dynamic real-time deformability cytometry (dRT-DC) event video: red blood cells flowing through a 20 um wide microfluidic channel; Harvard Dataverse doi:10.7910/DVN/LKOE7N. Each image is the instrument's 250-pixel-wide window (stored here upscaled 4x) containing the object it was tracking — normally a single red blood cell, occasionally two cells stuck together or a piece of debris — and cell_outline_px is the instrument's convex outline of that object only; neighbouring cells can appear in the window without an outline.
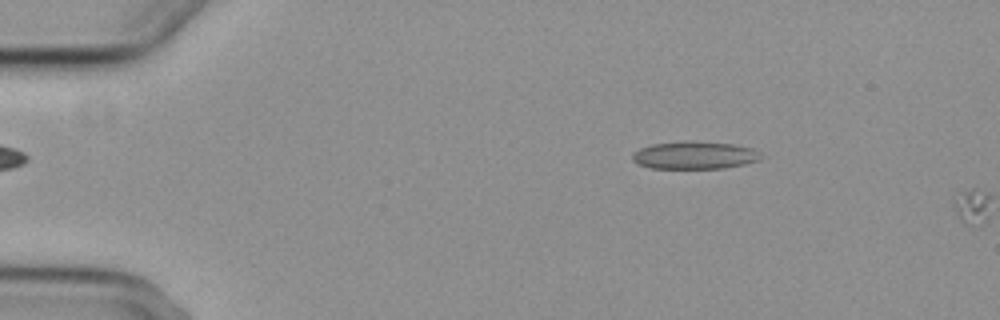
{"species": "common noctule bat (a hibernating species)", "species_latin": "Nyctalus noctula", "temperature_condition": "cold", "stored_images_in_passage": 2, "camera_frame_rate_fps": 3000, "um_per_image_px": 0.085, "animal": {"sex": "female", "body_mass_g": 29.2, "forearm_length_mm": 56.3}, "frame": {"image": 1, "passage_image": 1, "time_ms": 0.0, "image_size_px": [1000, 320], "cell_outline_px": [[764, 156], [760, 160], [744, 164], [724, 168], [652, 168], [636, 164], [632, 160], [632, 152], [640, 148], [652, 144], [684, 140], [696, 140], [732, 144], [752, 148]], "centroid_in_image_um": [59.02, 13.18], "position_along_channel_um": 26.0, "area_um2": 21.04}}